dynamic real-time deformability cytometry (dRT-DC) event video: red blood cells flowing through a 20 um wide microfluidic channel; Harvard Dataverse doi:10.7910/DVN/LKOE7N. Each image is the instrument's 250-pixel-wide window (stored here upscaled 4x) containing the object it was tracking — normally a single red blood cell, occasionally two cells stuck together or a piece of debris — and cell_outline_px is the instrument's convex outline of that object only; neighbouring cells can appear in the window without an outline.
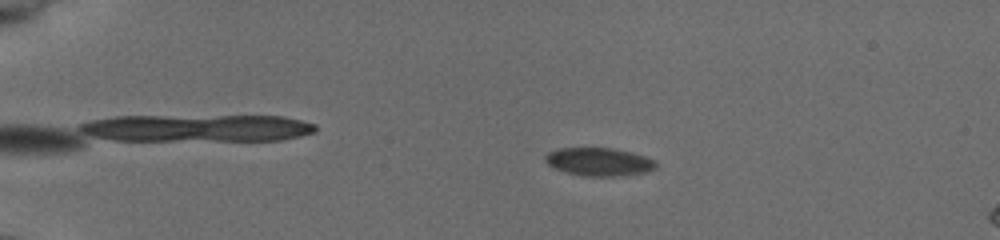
{"species": "common noctule bat (a hibernating species)", "species_latin": "Nyctalus noctula", "temperature_condition": "cold", "stored_images_in_passage": 56, "camera_frame_rate_fps": 3000, "um_per_image_px": 0.085, "animal": {"sex": "female", "body_mass_g": 19.5, "forearm_length_mm": 54.1}, "frame": {"image": 1, "passage_image": 13, "time_ms": 4.0, "image_size_px": [1000, 240], "cell_outline_px": [[656, 164], [652, 168], [640, 172], [612, 176], [588, 176], [568, 172], [556, 168], [548, 164], [548, 156], [552, 152], [564, 148], [608, 148], [640, 156], [652, 160]], "centroid_in_image_um": [50.87, 13.76], "position_along_channel_um": 34.1, "area_um2": 16.7}}
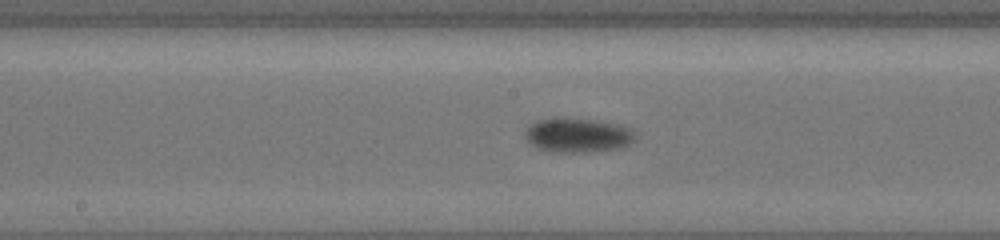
{"frame": {"image": 2, "passage_image": 32, "time_ms": 10.333, "image_size_px": [1000, 240], "cell_outline_px": [[632, 140], [628, 144], [616, 148], [588, 152], [548, 152], [536, 148], [528, 140], [528, 128], [532, 124], [540, 120], [564, 116], [592, 120], [612, 124], [624, 128], [632, 132]], "centroid_in_image_um": [49.02, 11.5], "position_along_channel_um": 199.2, "area_um2": 21.27}}
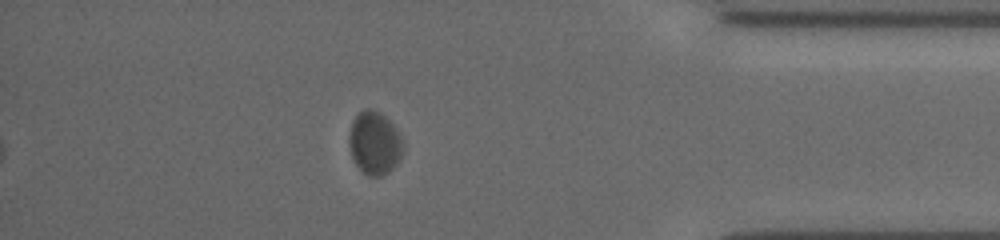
{"frame": {"image": 3, "passage_image": 50, "time_ms": 16.333, "image_size_px": [1000, 240], "cell_outline_px": [[404, 148], [400, 156], [392, 168], [388, 172], [380, 176], [368, 176], [356, 164], [352, 156], [352, 124], [356, 116], [364, 108], [372, 108], [380, 112], [392, 124], [400, 136], [404, 144]], "centroid_in_image_um": [31.88, 12.15], "position_along_channel_um": 403.3, "area_um2": 19.02}, "authors_computed_cell_mechanics": {"area_um2": 19.0451, "velocity_mm_per_s": 3.821, "shape_relaxation_time_tau1_ms": 1.4406, "shape_relaxation_time_tau2_ms": null, "deformation_change_tau1": 0.0493, "deformation_change_tau2": null}}